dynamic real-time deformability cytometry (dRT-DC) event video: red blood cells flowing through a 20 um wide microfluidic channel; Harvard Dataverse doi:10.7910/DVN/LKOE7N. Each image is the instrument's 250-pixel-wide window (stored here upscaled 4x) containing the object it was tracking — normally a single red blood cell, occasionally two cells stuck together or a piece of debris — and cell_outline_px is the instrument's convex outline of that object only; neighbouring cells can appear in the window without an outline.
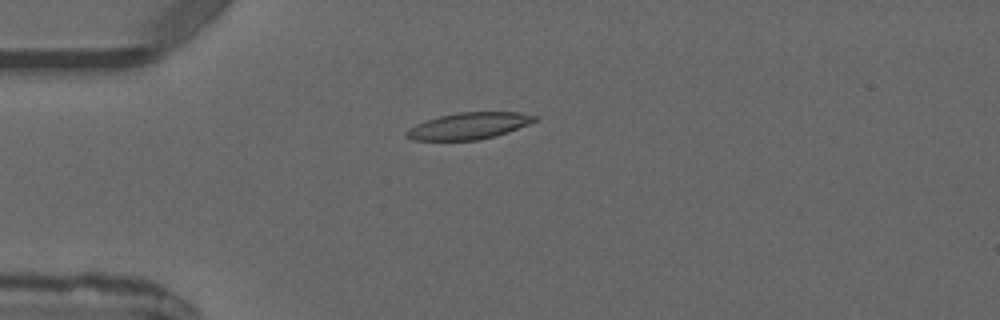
{"species": "common noctule bat (a hibernating species)", "species_latin": "Nyctalus noctula", "temperature_condition": "warm", "stored_images_in_passage": 4, "camera_frame_rate_fps": 3000, "um_per_image_px": 0.085, "animal": {"sex": "male", "forearm_length_mm": 52.5}, "frame": {"image": 1, "passage_image": 3, "time_ms": 3.333, "image_size_px": [1000, 320], "cell_outline_px": [[540, 120], [508, 132], [496, 136], [480, 140], [412, 140], [404, 136], [404, 132], [408, 128], [416, 124], [440, 116], [460, 112], [520, 112], [540, 116]], "centroid_in_image_um": [39.9, 10.7], "position_along_channel_um": 45.1, "area_um2": 20.11}}